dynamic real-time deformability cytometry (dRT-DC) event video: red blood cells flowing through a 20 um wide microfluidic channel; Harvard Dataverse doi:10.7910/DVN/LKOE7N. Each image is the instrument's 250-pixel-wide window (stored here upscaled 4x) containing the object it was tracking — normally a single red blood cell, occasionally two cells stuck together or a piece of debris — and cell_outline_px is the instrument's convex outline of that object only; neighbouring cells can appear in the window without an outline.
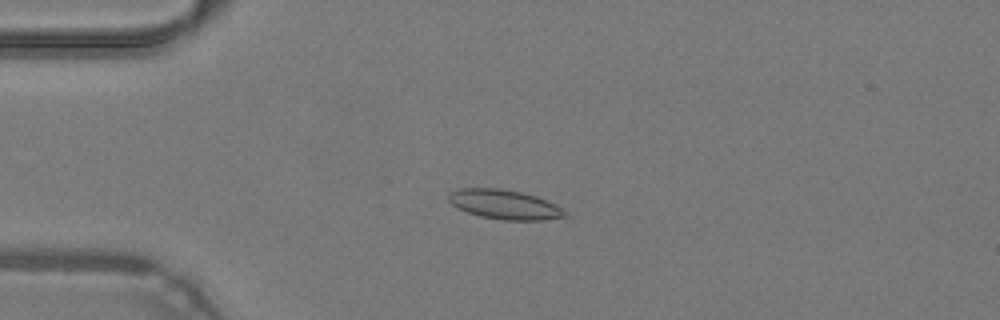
{"species": "common noctule bat (a hibernating species)", "species_latin": "Nyctalus noctula", "temperature_condition": "warm", "stored_images_in_passage": 49, "camera_frame_rate_fps": 3000, "um_per_image_px": 0.085, "animal": {"sex": "male", "body_mass_g": 19.2, "forearm_length_mm": 51.8}, "frame": {"image": 1, "passage_image": 13, "time_ms": 4.0, "image_size_px": [1000, 320], "cell_outline_px": [[568, 216], [544, 220], [500, 220], [480, 216], [456, 208], [448, 200], [448, 192], [460, 188], [500, 188], [524, 192], [536, 196], [556, 204], [568, 212]], "centroid_in_image_um": [42.89, 17.38], "position_along_channel_um": 42.1, "area_um2": 20.29}}
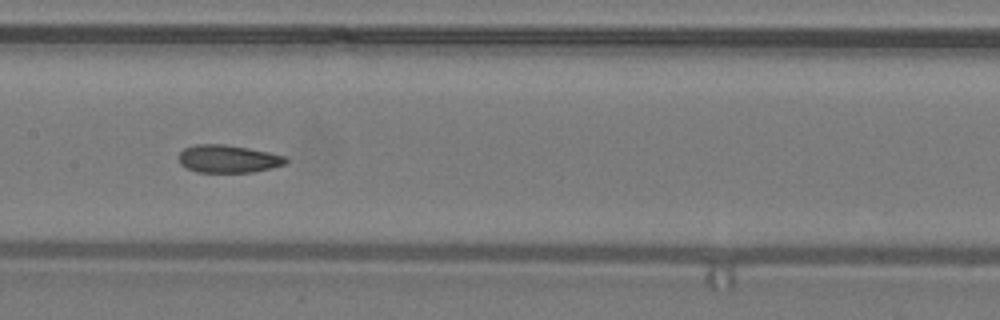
{"frame": {"image": 2, "passage_image": 25, "time_ms": 8.0, "image_size_px": [1000, 320], "cell_outline_px": [[288, 160], [284, 164], [252, 172], [196, 172], [180, 164], [176, 156], [184, 148], [196, 144], [224, 144], [248, 148], [268, 152], [284, 156]], "centroid_in_image_um": [19.32, 13.49], "position_along_channel_um": 188.1, "area_um2": 17.22}}
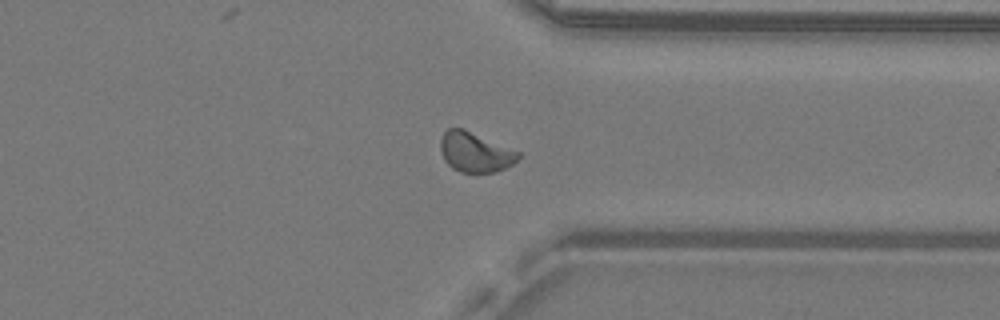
{"frame": {"image": 3, "passage_image": 38, "time_ms": 12.333, "image_size_px": [1000, 320], "cell_outline_px": [[520, 156], [512, 164], [496, 172], [460, 172], [452, 168], [444, 160], [440, 148], [440, 140], [444, 132], [448, 128], [464, 128], [520, 152]], "centroid_in_image_um": [40.36, 12.92], "position_along_channel_um": 371.0, "area_um2": 18.03}, "authors_computed_cell_mechanics": {"area_um2": 18.207, "velocity_mm_per_s": 4.2795, "shape_relaxation_time_tau1_ms": null, "shape_relaxation_time_tau2_ms": 1.8491, "deformation_change_tau1": null, "deformation_change_tau2": 0.0766}}